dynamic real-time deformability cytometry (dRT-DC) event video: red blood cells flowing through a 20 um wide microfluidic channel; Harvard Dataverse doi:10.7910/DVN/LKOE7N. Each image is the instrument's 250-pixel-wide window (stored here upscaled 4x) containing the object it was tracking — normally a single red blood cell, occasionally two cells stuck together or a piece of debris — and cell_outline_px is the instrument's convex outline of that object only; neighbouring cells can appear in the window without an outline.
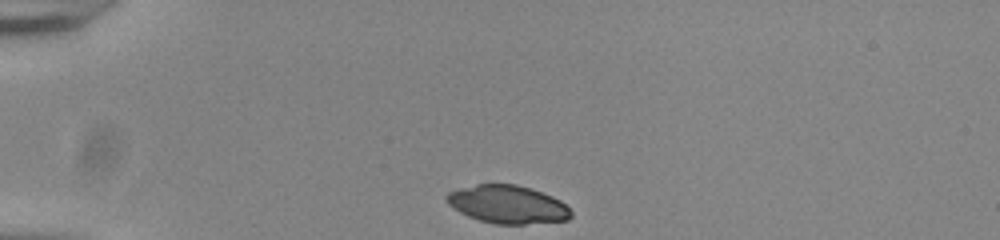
{"species": "common noctule bat (a hibernating species)", "species_latin": "Nyctalus noctula", "temperature_condition": "room temperature", "stored_images_in_passage": 33, "camera_frame_rate_fps": 3000, "um_per_image_px": 0.085, "animal": {"sex": "male", "body_mass_g": 20.0, "forearm_length_mm": 53.3}, "frame": {"image": 1, "passage_image": 1, "time_ms": 0.0, "image_size_px": [1000, 240], "cell_outline_px": [[572, 216], [568, 220], [524, 224], [496, 224], [480, 220], [468, 216], [452, 208], [448, 204], [444, 196], [448, 192], [476, 184], [516, 184], [552, 196], [560, 200], [572, 212]], "centroid_in_image_um": [43.13, 17.38], "position_along_channel_um": 41.9, "area_um2": 27.46}}
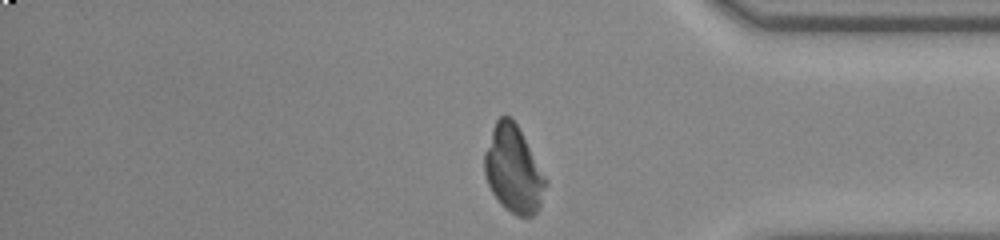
{"frame": {"image": 2, "passage_image": 33, "time_ms": 10.667, "image_size_px": [1000, 240], "cell_outline_px": [[548, 184], [540, 204], [536, 212], [532, 216], [516, 216], [504, 208], [500, 204], [492, 192], [488, 184], [484, 172], [484, 152], [492, 128], [496, 120], [500, 116], [508, 116], [516, 124], [548, 180]], "centroid_in_image_um": [43.64, 14.43], "position_along_channel_um": 391.6, "area_um2": 30.87}}